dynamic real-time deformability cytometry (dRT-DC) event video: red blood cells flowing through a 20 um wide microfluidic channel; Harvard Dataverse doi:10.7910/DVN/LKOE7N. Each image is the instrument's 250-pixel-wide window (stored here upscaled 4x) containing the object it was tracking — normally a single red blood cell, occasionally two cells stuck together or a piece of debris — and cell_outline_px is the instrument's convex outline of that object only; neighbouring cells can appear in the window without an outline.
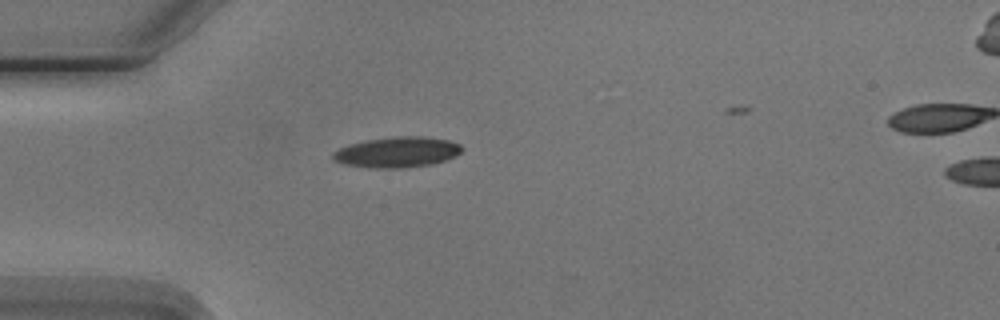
{"species": "Egyptian fruit bat (a non-hibernating species)", "species_latin": "Rousettus aegyptiacus", "temperature_condition": "cold", "stored_images_in_passage": 2, "camera_frame_rate_fps": 3000, "um_per_image_px": 0.085, "animal": {"sex": "male"}, "frame": {"image": 1, "passage_image": 1, "time_ms": 0.0, "image_size_px": [1000, 320], "cell_outline_px": [[464, 148], [456, 156], [432, 164], [400, 168], [372, 168], [344, 164], [332, 160], [332, 152], [348, 144], [368, 140], [392, 136], [420, 136], [448, 140], [460, 144]], "centroid_in_image_um": [33.74, 12.93], "position_along_channel_um": 51.3, "area_um2": 23.0}}